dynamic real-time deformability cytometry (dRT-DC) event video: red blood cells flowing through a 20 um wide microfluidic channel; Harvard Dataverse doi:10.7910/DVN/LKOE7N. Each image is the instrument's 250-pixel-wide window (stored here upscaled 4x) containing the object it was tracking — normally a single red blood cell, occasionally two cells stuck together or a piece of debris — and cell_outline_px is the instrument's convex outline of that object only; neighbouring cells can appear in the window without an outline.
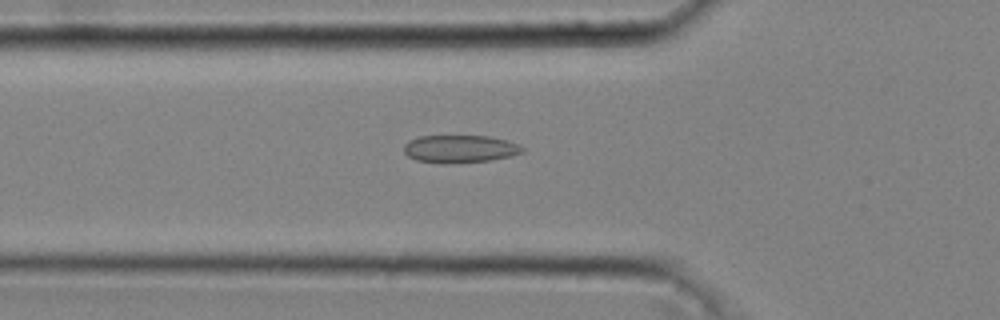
{"species": "common noctule bat (a hibernating species)", "species_latin": "Nyctalus noctula", "temperature_condition": "cold", "stored_images_in_passage": 32, "camera_frame_rate_fps": 3000, "um_per_image_px": 0.085, "animal": {"sex": "male", "body_mass_g": 20.4}, "frame": {"image": 1, "passage_image": 3, "time_ms": 0.667, "image_size_px": [1000, 320], "cell_outline_px": [[524, 152], [512, 156], [492, 160], [452, 164], [440, 164], [416, 160], [408, 156], [404, 152], [404, 144], [408, 140], [420, 136], [488, 136], [508, 140], [524, 148]], "centroid_in_image_um": [39.08, 12.67], "position_along_channel_um": 86.7, "area_um2": 19.42}}
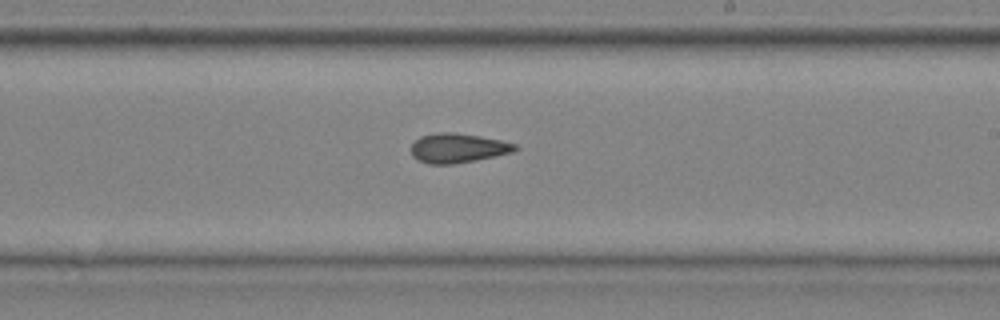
{"frame": {"image": 2, "passage_image": 15, "time_ms": 4.667, "image_size_px": [1000, 320], "cell_outline_px": [[520, 148], [512, 152], [476, 160], [452, 164], [428, 164], [412, 156], [412, 144], [420, 136], [436, 132], [456, 132], [480, 136], [500, 140], [516, 144]], "centroid_in_image_um": [38.92, 12.57], "position_along_channel_um": 250.1, "area_um2": 17.8}}
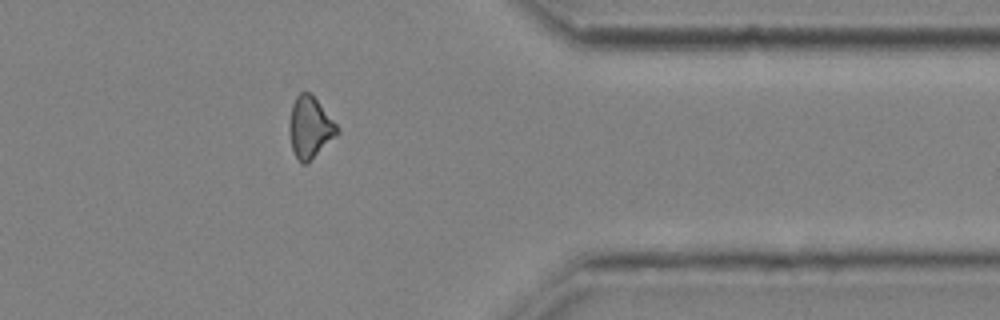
{"frame": {"image": 3, "passage_image": 26, "time_ms": 8.333, "image_size_px": [1000, 320], "cell_outline_px": [[340, 132], [308, 164], [300, 164], [292, 148], [288, 128], [288, 120], [292, 104], [296, 96], [300, 92], [308, 92], [316, 100], [336, 124]], "centroid_in_image_um": [26.32, 10.87], "position_along_channel_um": 385.1, "area_um2": 17.11}, "authors_computed_cell_mechanics": {"area_um2": 17.7446, "velocity_mm_per_s": 4.0754, "shape_relaxation_time_tau1_ms": 7.6046, "shape_relaxation_time_tau2_ms": 2.7551, "deformation_change_tau1": 0.149, "deformation_change_tau2": 0.0979}}